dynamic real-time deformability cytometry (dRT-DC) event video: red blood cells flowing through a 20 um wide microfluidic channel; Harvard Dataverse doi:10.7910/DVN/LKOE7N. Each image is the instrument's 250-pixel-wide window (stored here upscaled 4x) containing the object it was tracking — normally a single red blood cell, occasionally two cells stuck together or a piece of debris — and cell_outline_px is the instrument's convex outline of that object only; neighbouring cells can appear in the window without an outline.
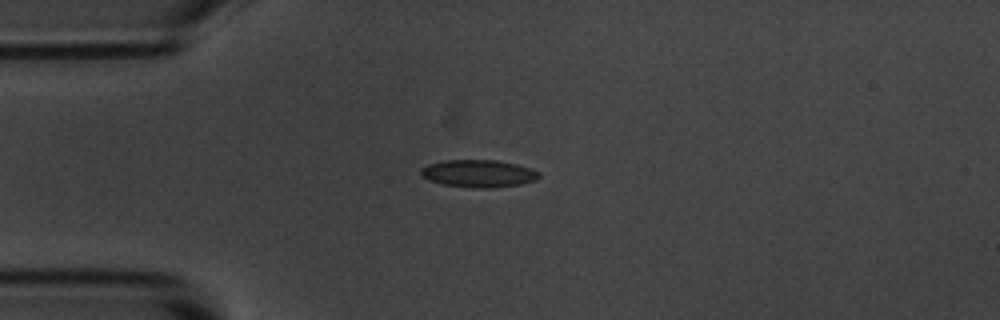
{"species": "common noctule bat (a hibernating species)", "species_latin": "Nyctalus noctula", "temperature_condition": "room temperature", "stored_images_in_passage": 3, "camera_frame_rate_fps": 3000, "um_per_image_px": 0.085, "animal": {"sex": "male", "body_mass_g": 20.1, "forearm_length_mm": 53.5}, "frame": {"image": 1, "passage_image": 1, "time_ms": 0.0, "image_size_px": [1000, 320], "cell_outline_px": [[540, 176], [536, 180], [520, 184], [488, 188], [476, 188], [440, 184], [428, 180], [420, 176], [420, 168], [428, 164], [444, 160], [496, 160], [516, 164], [540, 172]], "centroid_in_image_um": [40.62, 14.75], "position_along_channel_um": 44.4, "area_um2": 18.96}}
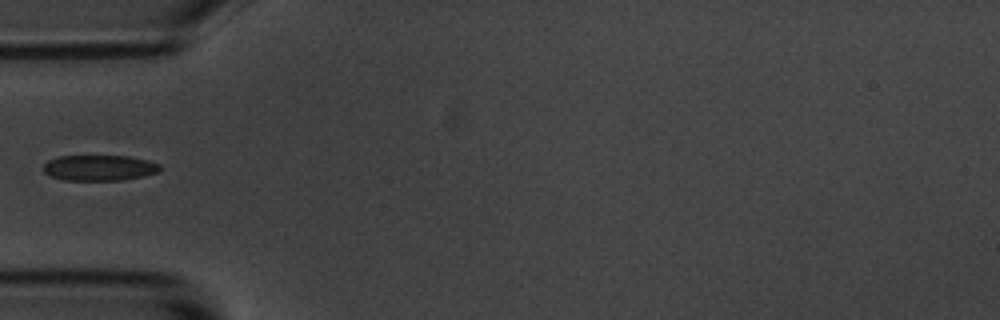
{"frame": {"image": 2, "passage_image": 2, "time_ms": 1.333, "image_size_px": [1000, 320], "cell_outline_px": [[160, 168], [156, 172], [144, 176], [120, 180], [64, 180], [52, 176], [44, 172], [44, 164], [48, 160], [60, 156], [128, 156], [148, 160], [160, 164]], "centroid_in_image_um": [8.44, 14.26], "position_along_channel_um": 76.6, "area_um2": 17.28}}